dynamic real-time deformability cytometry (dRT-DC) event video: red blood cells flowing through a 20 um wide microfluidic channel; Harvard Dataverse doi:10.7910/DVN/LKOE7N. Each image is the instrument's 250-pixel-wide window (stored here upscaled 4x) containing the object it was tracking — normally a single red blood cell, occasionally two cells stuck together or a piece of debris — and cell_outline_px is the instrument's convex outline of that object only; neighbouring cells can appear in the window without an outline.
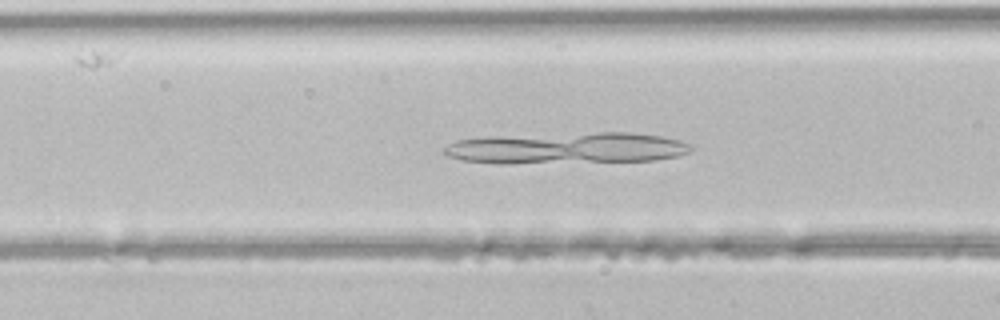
{"species": "common noctule bat (a hibernating species)", "species_latin": "Nyctalus noctula", "temperature_condition": "room temperature", "stored_images_in_passage": 46, "camera_frame_rate_fps": 3000, "um_per_image_px": 0.085, "animal": {"sex": "male", "body_mass_g": 21.5, "forearm_length_mm": 52.0}, "frame": {"image": 1, "passage_image": 17, "time_ms": 5.333, "image_size_px": [1000, 320], "cell_outline_px": [[692, 148], [688, 152], [676, 156], [656, 160], [512, 164], [496, 164], [460, 160], [448, 156], [444, 152], [444, 148], [448, 144], [456, 140], [488, 136], [596, 132], [628, 132], [664, 136], [680, 140], [692, 144]], "centroid_in_image_um": [48.15, 12.59], "position_along_channel_um": 118.5, "area_um2": 45.78}}
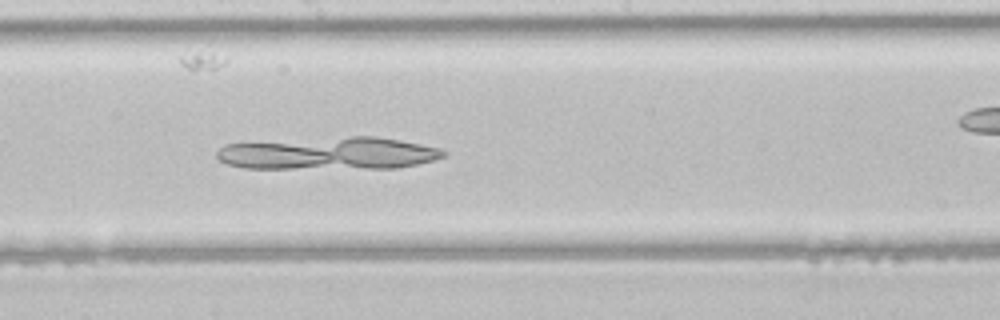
{"frame": {"image": 2, "passage_image": 24, "time_ms": 7.667, "image_size_px": [1000, 320], "cell_outline_px": [[448, 152], [444, 156], [436, 160], [396, 168], [244, 168], [228, 164], [220, 160], [216, 156], [216, 152], [224, 144], [352, 136], [376, 136], [400, 140], [440, 148]], "centroid_in_image_um": [27.98, 13.04], "position_along_channel_um": 220.2, "area_um2": 42.77}}
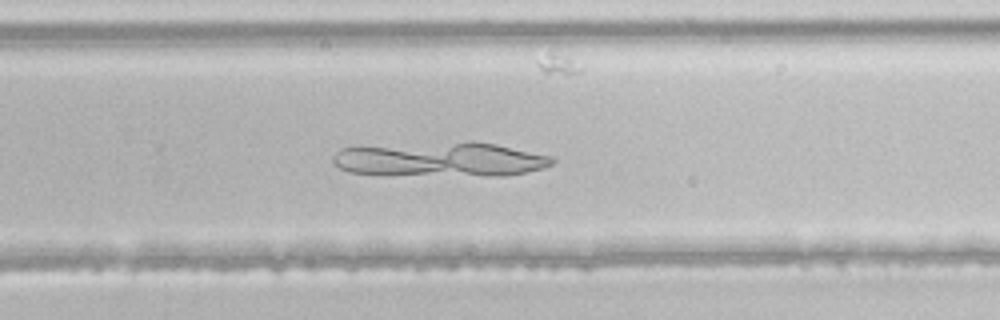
{"frame": {"image": 3, "passage_image": 29, "time_ms": 9.333, "image_size_px": [1000, 320], "cell_outline_px": [[556, 160], [552, 164], [544, 168], [504, 176], [380, 176], [348, 172], [332, 164], [332, 156], [340, 148], [360, 144], [496, 144], [552, 156]], "centroid_in_image_um": [37.26, 13.6], "position_along_channel_um": 292.5, "area_um2": 44.68}}